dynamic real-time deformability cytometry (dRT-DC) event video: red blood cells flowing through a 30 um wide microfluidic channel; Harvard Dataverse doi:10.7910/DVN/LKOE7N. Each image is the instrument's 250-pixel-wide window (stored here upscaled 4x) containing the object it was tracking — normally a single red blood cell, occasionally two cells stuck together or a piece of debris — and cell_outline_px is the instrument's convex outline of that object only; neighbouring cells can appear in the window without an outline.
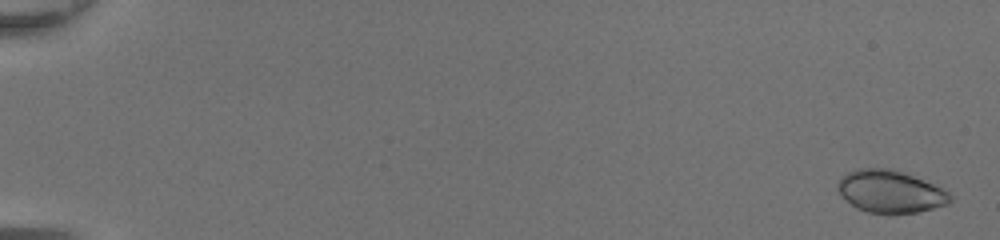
{"species": "common noctule bat (a hibernating species)", "species_latin": "Nyctalus noctula", "temperature_condition": "room temperature", "stored_images_in_passage": 50, "camera_frame_rate_fps": 3000, "um_per_image_px": 0.085, "animal": {"sex": "female", "body_mass_g": 20.0, "forearm_length_mm": 54.0}, "frame": {"image": 1, "passage_image": 2, "time_ms": 0.333, "image_size_px": [1000, 240], "cell_outline_px": [[952, 200], [948, 204], [916, 212], [888, 216], [868, 212], [856, 208], [836, 188], [836, 184], [848, 172], [856, 168], [892, 168], [932, 184], [948, 192], [952, 196]], "centroid_in_image_um": [75.66, 16.31], "position_along_channel_um": 9.3, "area_um2": 27.8}}
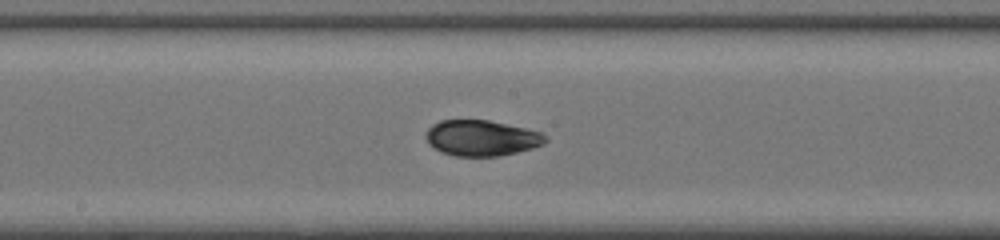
{"frame": {"image": 2, "passage_image": 29, "time_ms": 9.333, "image_size_px": [1000, 240], "cell_outline_px": [[548, 140], [544, 144], [532, 148], [500, 156], [456, 156], [440, 152], [428, 144], [424, 136], [424, 132], [432, 124], [440, 120], [488, 120], [524, 128], [540, 132], [548, 136]], "centroid_in_image_um": [40.89, 11.73], "position_along_channel_um": 207.3, "area_um2": 25.09}}
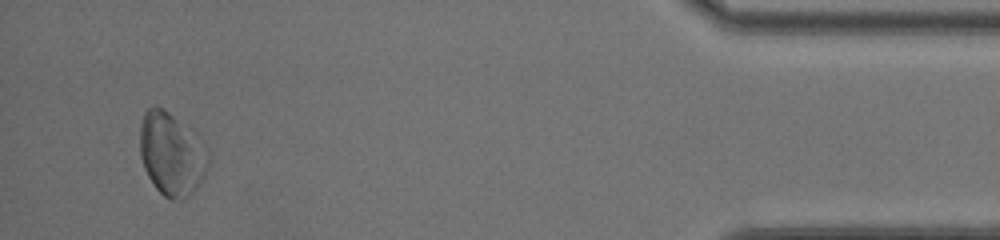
{"frame": {"image": 3, "passage_image": 48, "time_ms": 15.667, "image_size_px": [1000, 240], "cell_outline_px": [[208, 168], [200, 184], [188, 196], [172, 200], [164, 196], [156, 188], [148, 176], [144, 168], [140, 156], [140, 124], [144, 112], [152, 104], [156, 104], [164, 108], [192, 128], [208, 144]], "centroid_in_image_um": [14.61, 13.02], "position_along_channel_um": 420.6, "area_um2": 33.87}, "authors_computed_cell_mechanics": {"area_um2": 25.7499, "velocity_mm_per_s": 4.3722, "shape_relaxation_time_tau1_ms": 2.1571, "shape_relaxation_time_tau2_ms": 1.8227, "deformation_change_tau1": 0.0804, "deformation_change_tau2": 0.0625}}